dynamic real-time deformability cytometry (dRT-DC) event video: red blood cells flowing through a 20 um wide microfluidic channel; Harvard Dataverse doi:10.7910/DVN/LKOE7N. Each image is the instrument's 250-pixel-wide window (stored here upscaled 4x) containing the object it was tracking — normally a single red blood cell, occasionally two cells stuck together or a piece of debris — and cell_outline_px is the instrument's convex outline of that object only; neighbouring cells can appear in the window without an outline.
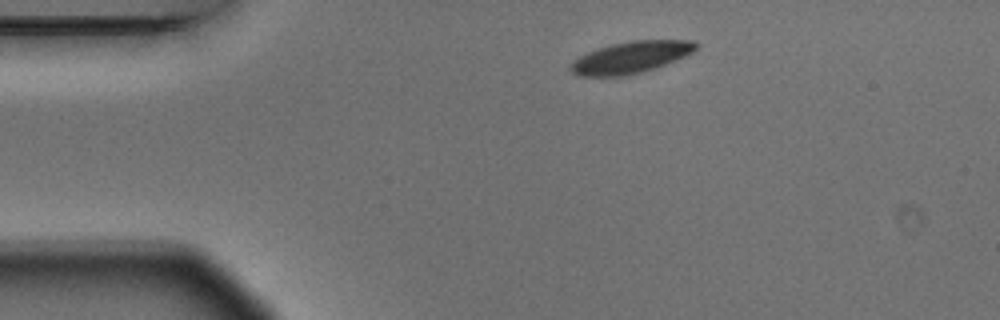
{"species": "Egyptian fruit bat (a non-hibernating species)", "species_latin": "Rousettus aegyptiacus", "temperature_condition": "warm", "stored_images_in_passage": 5, "camera_frame_rate_fps": 3000, "um_per_image_px": 0.085, "animal": {"sex": "male"}, "frame": {"image": 1, "passage_image": 1, "time_ms": 0.0, "image_size_px": [1000, 320], "cell_outline_px": [[700, 44], [692, 52], [684, 56], [656, 68], [624, 76], [580, 76], [572, 72], [568, 68], [580, 56], [588, 52], [612, 44], [632, 40], [696, 40]], "centroid_in_image_um": [53.66, 4.87], "position_along_channel_um": 31.3, "area_um2": 22.95}}
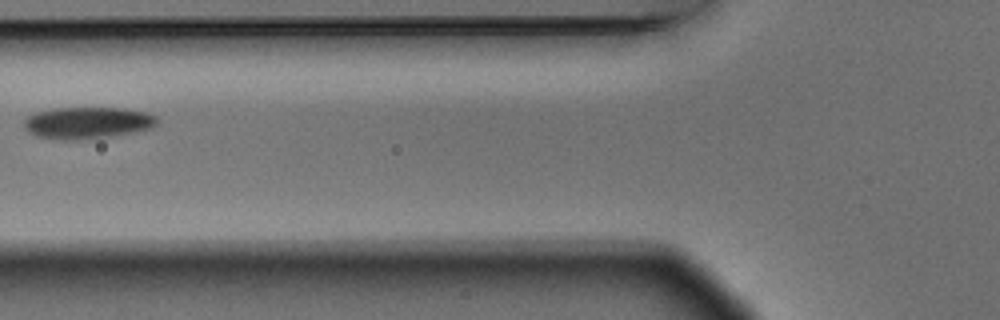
{"frame": {"image": 2, "passage_image": 4, "time_ms": 1.0, "image_size_px": [1000, 320], "cell_outline_px": [[156, 124], [152, 128], [136, 132], [108, 136], [72, 140], [64, 140], [36, 136], [28, 132], [24, 128], [24, 120], [28, 116], [36, 112], [56, 108], [124, 108], [144, 112], [156, 116]], "centroid_in_image_um": [7.41, 10.43], "position_along_channel_um": 118.4, "area_um2": 24.45}}
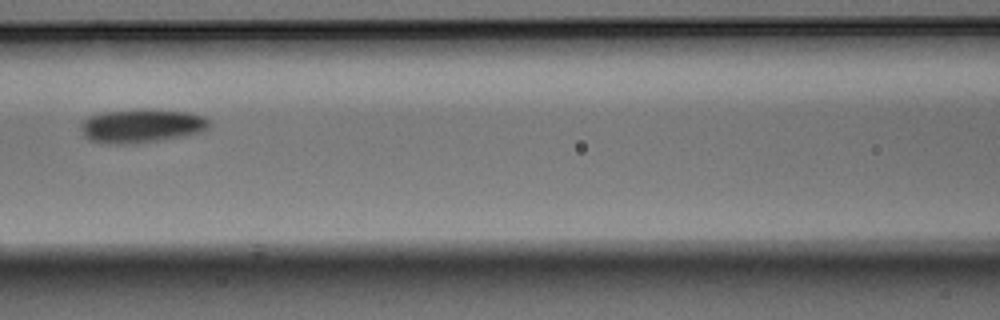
{"frame": {"image": 3, "passage_image": 5, "time_ms": 1.333, "image_size_px": [1000, 320], "cell_outline_px": [[212, 124], [204, 132], [184, 136], [136, 144], [108, 144], [88, 140], [84, 136], [80, 128], [80, 124], [88, 116], [104, 112], [140, 108], [188, 112], [204, 116]], "centroid_in_image_um": [12.04, 10.7], "position_along_channel_um": 154.6, "area_um2": 25.78}}